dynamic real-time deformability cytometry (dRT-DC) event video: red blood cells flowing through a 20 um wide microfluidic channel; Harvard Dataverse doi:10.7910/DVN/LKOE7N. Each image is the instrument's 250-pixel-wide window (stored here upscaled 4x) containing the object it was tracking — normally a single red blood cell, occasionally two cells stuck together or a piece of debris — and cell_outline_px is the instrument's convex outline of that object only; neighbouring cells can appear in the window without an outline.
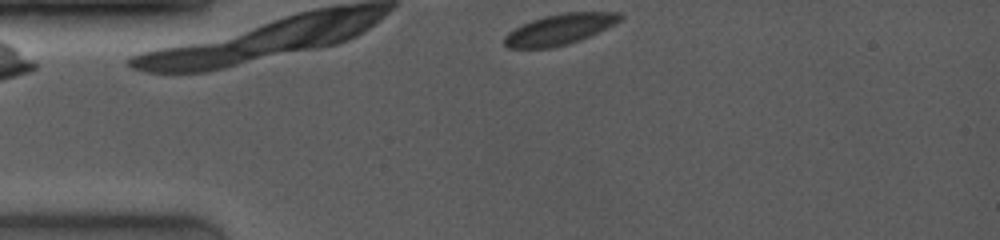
{"species": "common noctule bat (a hibernating species)", "species_latin": "Nyctalus noctula", "temperature_condition": "room temperature", "stored_images_in_passage": 4, "camera_frame_rate_fps": 4000, "um_per_image_px": 0.085, "animal": {"sex": "female", "body_mass_g": 19.0, "forearm_length_mm": 53.3}, "frame": {"image": 1, "passage_image": 1, "time_ms": 0.0, "image_size_px": [1000, 240], "cell_outline_px": [[624, 16], [620, 20], [580, 40], [568, 44], [552, 48], [508, 48], [504, 44], [504, 36], [508, 32], [532, 20], [544, 16], [564, 12], [620, 12]], "centroid_in_image_um": [47.54, 2.49], "position_along_channel_um": 37.5, "area_um2": 20.4}}